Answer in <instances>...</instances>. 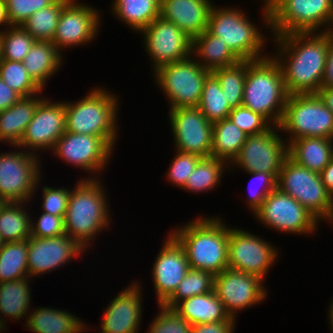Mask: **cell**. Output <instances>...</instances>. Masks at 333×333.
<instances>
[{"label":"cell","mask_w":333,"mask_h":333,"mask_svg":"<svg viewBox=\"0 0 333 333\" xmlns=\"http://www.w3.org/2000/svg\"><path fill=\"white\" fill-rule=\"evenodd\" d=\"M260 277L227 268L214 276V291L222 302L225 311L236 318V313L266 299Z\"/></svg>","instance_id":"e0dca14e"},{"label":"cell","mask_w":333,"mask_h":333,"mask_svg":"<svg viewBox=\"0 0 333 333\" xmlns=\"http://www.w3.org/2000/svg\"><path fill=\"white\" fill-rule=\"evenodd\" d=\"M1 25H7L8 28L9 26H12L7 15V7L5 0H0V26ZM0 31H2V29Z\"/></svg>","instance_id":"9f6ffc18"},{"label":"cell","mask_w":333,"mask_h":333,"mask_svg":"<svg viewBox=\"0 0 333 333\" xmlns=\"http://www.w3.org/2000/svg\"><path fill=\"white\" fill-rule=\"evenodd\" d=\"M60 52L51 41L36 40L26 54L23 64L33 81L43 90L47 80L62 64Z\"/></svg>","instance_id":"484cf974"},{"label":"cell","mask_w":333,"mask_h":333,"mask_svg":"<svg viewBox=\"0 0 333 333\" xmlns=\"http://www.w3.org/2000/svg\"><path fill=\"white\" fill-rule=\"evenodd\" d=\"M70 0H56L52 5L33 13L21 27L35 40L52 41L63 7Z\"/></svg>","instance_id":"8d00e7d4"},{"label":"cell","mask_w":333,"mask_h":333,"mask_svg":"<svg viewBox=\"0 0 333 333\" xmlns=\"http://www.w3.org/2000/svg\"><path fill=\"white\" fill-rule=\"evenodd\" d=\"M173 309L192 325L224 321L230 317L214 290L180 301Z\"/></svg>","instance_id":"83f0119b"},{"label":"cell","mask_w":333,"mask_h":333,"mask_svg":"<svg viewBox=\"0 0 333 333\" xmlns=\"http://www.w3.org/2000/svg\"><path fill=\"white\" fill-rule=\"evenodd\" d=\"M52 151L64 162L93 175L105 169L113 149L100 136L65 131Z\"/></svg>","instance_id":"ac0fdd59"},{"label":"cell","mask_w":333,"mask_h":333,"mask_svg":"<svg viewBox=\"0 0 333 333\" xmlns=\"http://www.w3.org/2000/svg\"><path fill=\"white\" fill-rule=\"evenodd\" d=\"M277 188L297 200L319 221L327 216L331 195L319 173L298 165L288 157L279 172Z\"/></svg>","instance_id":"8fae6325"},{"label":"cell","mask_w":333,"mask_h":333,"mask_svg":"<svg viewBox=\"0 0 333 333\" xmlns=\"http://www.w3.org/2000/svg\"><path fill=\"white\" fill-rule=\"evenodd\" d=\"M3 320H4V318L0 317V332H2L3 330H5V327L7 325V324H4L5 320L4 321Z\"/></svg>","instance_id":"91938a15"},{"label":"cell","mask_w":333,"mask_h":333,"mask_svg":"<svg viewBox=\"0 0 333 333\" xmlns=\"http://www.w3.org/2000/svg\"><path fill=\"white\" fill-rule=\"evenodd\" d=\"M82 178L70 192L64 217L65 234L79 243L85 250L94 236L108 228L110 212L101 181Z\"/></svg>","instance_id":"3957f363"},{"label":"cell","mask_w":333,"mask_h":333,"mask_svg":"<svg viewBox=\"0 0 333 333\" xmlns=\"http://www.w3.org/2000/svg\"><path fill=\"white\" fill-rule=\"evenodd\" d=\"M214 290V275L208 271L189 268L184 279L180 282L174 293L163 303L173 308L178 302L190 297L208 293Z\"/></svg>","instance_id":"f35d334b"},{"label":"cell","mask_w":333,"mask_h":333,"mask_svg":"<svg viewBox=\"0 0 333 333\" xmlns=\"http://www.w3.org/2000/svg\"><path fill=\"white\" fill-rule=\"evenodd\" d=\"M39 163V164H38ZM37 154L11 151L0 154V199L3 202H29L40 184ZM32 195V196H31Z\"/></svg>","instance_id":"30bf717a"},{"label":"cell","mask_w":333,"mask_h":333,"mask_svg":"<svg viewBox=\"0 0 333 333\" xmlns=\"http://www.w3.org/2000/svg\"><path fill=\"white\" fill-rule=\"evenodd\" d=\"M198 108L212 124L228 118L232 111L228 101H226L219 80L212 72L205 78Z\"/></svg>","instance_id":"74e56055"},{"label":"cell","mask_w":333,"mask_h":333,"mask_svg":"<svg viewBox=\"0 0 333 333\" xmlns=\"http://www.w3.org/2000/svg\"><path fill=\"white\" fill-rule=\"evenodd\" d=\"M333 156V139L302 137L288 142V157L313 172L321 171Z\"/></svg>","instance_id":"d4e9b609"},{"label":"cell","mask_w":333,"mask_h":333,"mask_svg":"<svg viewBox=\"0 0 333 333\" xmlns=\"http://www.w3.org/2000/svg\"><path fill=\"white\" fill-rule=\"evenodd\" d=\"M224 160L215 157H202L195 169L188 176L183 189L189 192H208L220 184L225 169L228 168ZM224 170V171H223Z\"/></svg>","instance_id":"d590c367"},{"label":"cell","mask_w":333,"mask_h":333,"mask_svg":"<svg viewBox=\"0 0 333 333\" xmlns=\"http://www.w3.org/2000/svg\"><path fill=\"white\" fill-rule=\"evenodd\" d=\"M274 38L278 55L273 57L281 66L288 94L317 93L322 87L329 32L290 33Z\"/></svg>","instance_id":"6da1fadb"},{"label":"cell","mask_w":333,"mask_h":333,"mask_svg":"<svg viewBox=\"0 0 333 333\" xmlns=\"http://www.w3.org/2000/svg\"><path fill=\"white\" fill-rule=\"evenodd\" d=\"M118 106L114 94L98 87L78 102L65 101V131L100 136L114 150Z\"/></svg>","instance_id":"8992f818"},{"label":"cell","mask_w":333,"mask_h":333,"mask_svg":"<svg viewBox=\"0 0 333 333\" xmlns=\"http://www.w3.org/2000/svg\"><path fill=\"white\" fill-rule=\"evenodd\" d=\"M161 310L148 327L147 333H191L192 324L181 317L173 308L157 305Z\"/></svg>","instance_id":"7bdbcfd3"},{"label":"cell","mask_w":333,"mask_h":333,"mask_svg":"<svg viewBox=\"0 0 333 333\" xmlns=\"http://www.w3.org/2000/svg\"><path fill=\"white\" fill-rule=\"evenodd\" d=\"M56 0H5L12 26H21L33 13L49 7Z\"/></svg>","instance_id":"bcb514c9"},{"label":"cell","mask_w":333,"mask_h":333,"mask_svg":"<svg viewBox=\"0 0 333 333\" xmlns=\"http://www.w3.org/2000/svg\"><path fill=\"white\" fill-rule=\"evenodd\" d=\"M24 202H3L0 206V234L4 243L18 242L31 236V219Z\"/></svg>","instance_id":"836d02e7"},{"label":"cell","mask_w":333,"mask_h":333,"mask_svg":"<svg viewBox=\"0 0 333 333\" xmlns=\"http://www.w3.org/2000/svg\"><path fill=\"white\" fill-rule=\"evenodd\" d=\"M248 174H250L253 177L250 181L252 183H249V187H248L249 189L251 186H253L257 182H259L258 184H260V187H262L260 190L258 188V190H256V191H254V190L257 187L252 191L250 190L251 191L249 193L250 195H249V197H247L248 208H250L251 212L253 211V213H255L261 207L265 198L273 190H275L277 188V178L273 174H270L267 172H248ZM250 184H251V186H250Z\"/></svg>","instance_id":"7dc6e473"},{"label":"cell","mask_w":333,"mask_h":333,"mask_svg":"<svg viewBox=\"0 0 333 333\" xmlns=\"http://www.w3.org/2000/svg\"><path fill=\"white\" fill-rule=\"evenodd\" d=\"M116 18L140 32L160 16L161 0H113Z\"/></svg>","instance_id":"4dcf8cb0"},{"label":"cell","mask_w":333,"mask_h":333,"mask_svg":"<svg viewBox=\"0 0 333 333\" xmlns=\"http://www.w3.org/2000/svg\"><path fill=\"white\" fill-rule=\"evenodd\" d=\"M195 60V61H194ZM190 57L157 68L154 73L155 82L163 90L170 103L169 109L180 107H198L205 78L210 71L204 69Z\"/></svg>","instance_id":"9c48e42d"},{"label":"cell","mask_w":333,"mask_h":333,"mask_svg":"<svg viewBox=\"0 0 333 333\" xmlns=\"http://www.w3.org/2000/svg\"><path fill=\"white\" fill-rule=\"evenodd\" d=\"M140 33L144 34L146 52L153 60V71L162 65L193 57L192 39L173 22L161 16Z\"/></svg>","instance_id":"9a60e30c"},{"label":"cell","mask_w":333,"mask_h":333,"mask_svg":"<svg viewBox=\"0 0 333 333\" xmlns=\"http://www.w3.org/2000/svg\"><path fill=\"white\" fill-rule=\"evenodd\" d=\"M321 179L327 192L333 195V156L330 163L321 171Z\"/></svg>","instance_id":"db71d44e"},{"label":"cell","mask_w":333,"mask_h":333,"mask_svg":"<svg viewBox=\"0 0 333 333\" xmlns=\"http://www.w3.org/2000/svg\"><path fill=\"white\" fill-rule=\"evenodd\" d=\"M212 5L211 0H161L160 16L193 39L207 30Z\"/></svg>","instance_id":"cb8c5ba5"},{"label":"cell","mask_w":333,"mask_h":333,"mask_svg":"<svg viewBox=\"0 0 333 333\" xmlns=\"http://www.w3.org/2000/svg\"><path fill=\"white\" fill-rule=\"evenodd\" d=\"M99 11L93 7L70 0L62 9L57 29L51 41L56 48H71L89 43L98 34L100 28Z\"/></svg>","instance_id":"ffe728a7"},{"label":"cell","mask_w":333,"mask_h":333,"mask_svg":"<svg viewBox=\"0 0 333 333\" xmlns=\"http://www.w3.org/2000/svg\"><path fill=\"white\" fill-rule=\"evenodd\" d=\"M212 73L219 80L221 89L230 107L236 108L241 106L246 79V61H239L232 66L213 70Z\"/></svg>","instance_id":"ab89813d"},{"label":"cell","mask_w":333,"mask_h":333,"mask_svg":"<svg viewBox=\"0 0 333 333\" xmlns=\"http://www.w3.org/2000/svg\"><path fill=\"white\" fill-rule=\"evenodd\" d=\"M270 244L248 231L229 227L228 267L264 280L278 256L277 248Z\"/></svg>","instance_id":"5bb4252c"},{"label":"cell","mask_w":333,"mask_h":333,"mask_svg":"<svg viewBox=\"0 0 333 333\" xmlns=\"http://www.w3.org/2000/svg\"><path fill=\"white\" fill-rule=\"evenodd\" d=\"M226 226L219 217H198L170 233L184 248L190 268L215 276L229 268V228Z\"/></svg>","instance_id":"7a4b0ae2"},{"label":"cell","mask_w":333,"mask_h":333,"mask_svg":"<svg viewBox=\"0 0 333 333\" xmlns=\"http://www.w3.org/2000/svg\"><path fill=\"white\" fill-rule=\"evenodd\" d=\"M325 220H329L333 223V195L331 196V203H330V208L327 216L324 218Z\"/></svg>","instance_id":"6f0895ef"},{"label":"cell","mask_w":333,"mask_h":333,"mask_svg":"<svg viewBox=\"0 0 333 333\" xmlns=\"http://www.w3.org/2000/svg\"><path fill=\"white\" fill-rule=\"evenodd\" d=\"M29 277L0 283V317L4 315L13 321L26 319L30 313V287ZM29 307V308H28ZM27 312V313H26ZM8 315V316H7ZM24 317V318H23Z\"/></svg>","instance_id":"d6a6232c"},{"label":"cell","mask_w":333,"mask_h":333,"mask_svg":"<svg viewBox=\"0 0 333 333\" xmlns=\"http://www.w3.org/2000/svg\"><path fill=\"white\" fill-rule=\"evenodd\" d=\"M280 64L274 57L246 61L242 105L279 126L288 98Z\"/></svg>","instance_id":"277c9868"},{"label":"cell","mask_w":333,"mask_h":333,"mask_svg":"<svg viewBox=\"0 0 333 333\" xmlns=\"http://www.w3.org/2000/svg\"><path fill=\"white\" fill-rule=\"evenodd\" d=\"M206 70L212 72L238 63L240 60L231 52L225 41L212 35L208 30L192 39V55Z\"/></svg>","instance_id":"f546056e"},{"label":"cell","mask_w":333,"mask_h":333,"mask_svg":"<svg viewBox=\"0 0 333 333\" xmlns=\"http://www.w3.org/2000/svg\"><path fill=\"white\" fill-rule=\"evenodd\" d=\"M170 127L176 150L210 157L213 124L198 107H180L169 110Z\"/></svg>","instance_id":"2e32d148"},{"label":"cell","mask_w":333,"mask_h":333,"mask_svg":"<svg viewBox=\"0 0 333 333\" xmlns=\"http://www.w3.org/2000/svg\"><path fill=\"white\" fill-rule=\"evenodd\" d=\"M65 234L64 217L41 213L37 223L31 221V236L37 238L56 237Z\"/></svg>","instance_id":"681fc988"},{"label":"cell","mask_w":333,"mask_h":333,"mask_svg":"<svg viewBox=\"0 0 333 333\" xmlns=\"http://www.w3.org/2000/svg\"><path fill=\"white\" fill-rule=\"evenodd\" d=\"M202 157L193 153H185L176 151V155L170 163L169 170L167 171V180L175 184L177 187L183 189L188 176L195 169L197 163Z\"/></svg>","instance_id":"f6af8a7d"},{"label":"cell","mask_w":333,"mask_h":333,"mask_svg":"<svg viewBox=\"0 0 333 333\" xmlns=\"http://www.w3.org/2000/svg\"><path fill=\"white\" fill-rule=\"evenodd\" d=\"M236 319L230 316L227 320L192 325L191 333H234Z\"/></svg>","instance_id":"f907efd6"},{"label":"cell","mask_w":333,"mask_h":333,"mask_svg":"<svg viewBox=\"0 0 333 333\" xmlns=\"http://www.w3.org/2000/svg\"><path fill=\"white\" fill-rule=\"evenodd\" d=\"M243 132L229 118L213 124L211 157L228 161V164L240 153L242 145L247 139Z\"/></svg>","instance_id":"1f68e13d"},{"label":"cell","mask_w":333,"mask_h":333,"mask_svg":"<svg viewBox=\"0 0 333 333\" xmlns=\"http://www.w3.org/2000/svg\"><path fill=\"white\" fill-rule=\"evenodd\" d=\"M21 97L0 78V111L15 104Z\"/></svg>","instance_id":"816d5d0a"},{"label":"cell","mask_w":333,"mask_h":333,"mask_svg":"<svg viewBox=\"0 0 333 333\" xmlns=\"http://www.w3.org/2000/svg\"><path fill=\"white\" fill-rule=\"evenodd\" d=\"M279 128L290 135L289 142L302 137L333 139V112L317 93L291 94Z\"/></svg>","instance_id":"ba28073f"},{"label":"cell","mask_w":333,"mask_h":333,"mask_svg":"<svg viewBox=\"0 0 333 333\" xmlns=\"http://www.w3.org/2000/svg\"><path fill=\"white\" fill-rule=\"evenodd\" d=\"M85 250L79 243L63 234L56 237L28 238V277L40 276L57 270Z\"/></svg>","instance_id":"44dd1931"},{"label":"cell","mask_w":333,"mask_h":333,"mask_svg":"<svg viewBox=\"0 0 333 333\" xmlns=\"http://www.w3.org/2000/svg\"><path fill=\"white\" fill-rule=\"evenodd\" d=\"M228 118L248 136L264 133L272 127L265 117L243 105L232 108Z\"/></svg>","instance_id":"ee69618b"},{"label":"cell","mask_w":333,"mask_h":333,"mask_svg":"<svg viewBox=\"0 0 333 333\" xmlns=\"http://www.w3.org/2000/svg\"><path fill=\"white\" fill-rule=\"evenodd\" d=\"M71 190L67 188L43 187L42 208L43 211L52 215L65 217Z\"/></svg>","instance_id":"c3c4849f"},{"label":"cell","mask_w":333,"mask_h":333,"mask_svg":"<svg viewBox=\"0 0 333 333\" xmlns=\"http://www.w3.org/2000/svg\"><path fill=\"white\" fill-rule=\"evenodd\" d=\"M330 309H329V323H330V325H331V332H333V300H332V302H331V304H330V307H329Z\"/></svg>","instance_id":"680465c9"},{"label":"cell","mask_w":333,"mask_h":333,"mask_svg":"<svg viewBox=\"0 0 333 333\" xmlns=\"http://www.w3.org/2000/svg\"><path fill=\"white\" fill-rule=\"evenodd\" d=\"M276 130L281 131L279 126H272L264 133L247 136L240 153L230 164L232 169V165H238L247 173L267 172L278 178L284 161L288 158V143Z\"/></svg>","instance_id":"4fadbf2b"},{"label":"cell","mask_w":333,"mask_h":333,"mask_svg":"<svg viewBox=\"0 0 333 333\" xmlns=\"http://www.w3.org/2000/svg\"><path fill=\"white\" fill-rule=\"evenodd\" d=\"M2 33L3 31L2 32L0 31V58H1Z\"/></svg>","instance_id":"94428289"},{"label":"cell","mask_w":333,"mask_h":333,"mask_svg":"<svg viewBox=\"0 0 333 333\" xmlns=\"http://www.w3.org/2000/svg\"><path fill=\"white\" fill-rule=\"evenodd\" d=\"M9 29H4L2 33L0 60L23 62L36 40L21 26H11Z\"/></svg>","instance_id":"b9f144b4"},{"label":"cell","mask_w":333,"mask_h":333,"mask_svg":"<svg viewBox=\"0 0 333 333\" xmlns=\"http://www.w3.org/2000/svg\"><path fill=\"white\" fill-rule=\"evenodd\" d=\"M212 5L207 30L225 41L231 52L240 61L264 59L265 37L252 24L245 12L235 8H220ZM260 30V31H259Z\"/></svg>","instance_id":"52a82bcc"},{"label":"cell","mask_w":333,"mask_h":333,"mask_svg":"<svg viewBox=\"0 0 333 333\" xmlns=\"http://www.w3.org/2000/svg\"><path fill=\"white\" fill-rule=\"evenodd\" d=\"M51 102L47 98L39 102L22 139L16 145L19 150L26 148L31 152L32 149L34 154L40 149L53 150L58 138L65 133L64 101ZM33 150H36V153Z\"/></svg>","instance_id":"d6986e66"},{"label":"cell","mask_w":333,"mask_h":333,"mask_svg":"<svg viewBox=\"0 0 333 333\" xmlns=\"http://www.w3.org/2000/svg\"><path fill=\"white\" fill-rule=\"evenodd\" d=\"M263 1L262 19L275 36L316 32L321 26V32L333 31V0Z\"/></svg>","instance_id":"5b68a950"},{"label":"cell","mask_w":333,"mask_h":333,"mask_svg":"<svg viewBox=\"0 0 333 333\" xmlns=\"http://www.w3.org/2000/svg\"><path fill=\"white\" fill-rule=\"evenodd\" d=\"M0 78L21 98L35 96L42 91L27 73L23 62L0 60Z\"/></svg>","instance_id":"60d3db41"},{"label":"cell","mask_w":333,"mask_h":333,"mask_svg":"<svg viewBox=\"0 0 333 333\" xmlns=\"http://www.w3.org/2000/svg\"><path fill=\"white\" fill-rule=\"evenodd\" d=\"M140 284L122 290L106 307L101 320V333H138L142 315Z\"/></svg>","instance_id":"603a6c76"},{"label":"cell","mask_w":333,"mask_h":333,"mask_svg":"<svg viewBox=\"0 0 333 333\" xmlns=\"http://www.w3.org/2000/svg\"><path fill=\"white\" fill-rule=\"evenodd\" d=\"M42 99L43 97L40 99L36 95L20 98L8 109L0 111V142L9 143L12 147L20 142Z\"/></svg>","instance_id":"4316f807"},{"label":"cell","mask_w":333,"mask_h":333,"mask_svg":"<svg viewBox=\"0 0 333 333\" xmlns=\"http://www.w3.org/2000/svg\"><path fill=\"white\" fill-rule=\"evenodd\" d=\"M28 239L7 242L0 248V283L28 277Z\"/></svg>","instance_id":"e575fe53"},{"label":"cell","mask_w":333,"mask_h":333,"mask_svg":"<svg viewBox=\"0 0 333 333\" xmlns=\"http://www.w3.org/2000/svg\"><path fill=\"white\" fill-rule=\"evenodd\" d=\"M273 230L282 233L310 234L316 231L319 220L290 195L273 190L263 201L261 207L253 214Z\"/></svg>","instance_id":"7c38bea8"},{"label":"cell","mask_w":333,"mask_h":333,"mask_svg":"<svg viewBox=\"0 0 333 333\" xmlns=\"http://www.w3.org/2000/svg\"><path fill=\"white\" fill-rule=\"evenodd\" d=\"M24 326L34 333H81L87 329L86 323L75 314L52 307L33 309Z\"/></svg>","instance_id":"f1b7e54d"},{"label":"cell","mask_w":333,"mask_h":333,"mask_svg":"<svg viewBox=\"0 0 333 333\" xmlns=\"http://www.w3.org/2000/svg\"><path fill=\"white\" fill-rule=\"evenodd\" d=\"M152 268L158 304H163L176 290L189 270L186 252L170 233Z\"/></svg>","instance_id":"7402d4cb"},{"label":"cell","mask_w":333,"mask_h":333,"mask_svg":"<svg viewBox=\"0 0 333 333\" xmlns=\"http://www.w3.org/2000/svg\"><path fill=\"white\" fill-rule=\"evenodd\" d=\"M322 87H333V31H329V46Z\"/></svg>","instance_id":"f5cc1de1"},{"label":"cell","mask_w":333,"mask_h":333,"mask_svg":"<svg viewBox=\"0 0 333 333\" xmlns=\"http://www.w3.org/2000/svg\"><path fill=\"white\" fill-rule=\"evenodd\" d=\"M4 245V241L1 238V234H0V248Z\"/></svg>","instance_id":"6125c7cd"},{"label":"cell","mask_w":333,"mask_h":333,"mask_svg":"<svg viewBox=\"0 0 333 333\" xmlns=\"http://www.w3.org/2000/svg\"><path fill=\"white\" fill-rule=\"evenodd\" d=\"M317 94L324 104L333 112V87H321Z\"/></svg>","instance_id":"11a10c76"}]
</instances>
